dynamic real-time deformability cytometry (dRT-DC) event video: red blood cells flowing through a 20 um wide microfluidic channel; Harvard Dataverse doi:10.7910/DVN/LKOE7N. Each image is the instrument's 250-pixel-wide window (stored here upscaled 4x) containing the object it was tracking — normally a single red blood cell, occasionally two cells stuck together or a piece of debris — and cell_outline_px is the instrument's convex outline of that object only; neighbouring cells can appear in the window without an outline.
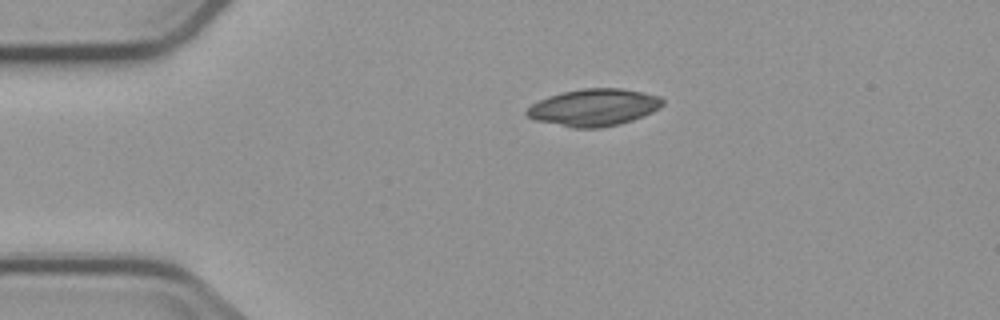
{"species": "common noctule bat (a hibernating species)", "species_latin": "Nyctalus noctula", "temperature_condition": "cold", "stored_images_in_passage": 6, "camera_frame_rate_fps": 3000, "um_per_image_px": 0.085, "animal": {"sex": "male", "body_mass_g": 23.1, "forearm_length_mm": 52.7}, "frame": {"image": 1, "passage_image": 3, "time_ms": 4.667, "image_size_px": [1000, 320], "cell_outline_px": [[664, 104], [660, 108], [644, 116], [620, 124], [600, 128], [572, 128], [536, 120], [528, 116], [524, 112], [532, 104], [548, 96], [564, 92], [584, 88], [620, 88], [660, 96], [664, 100]], "centroid_in_image_um": [50.5, 9.14], "position_along_channel_um": 34.5, "area_um2": 29.3}}
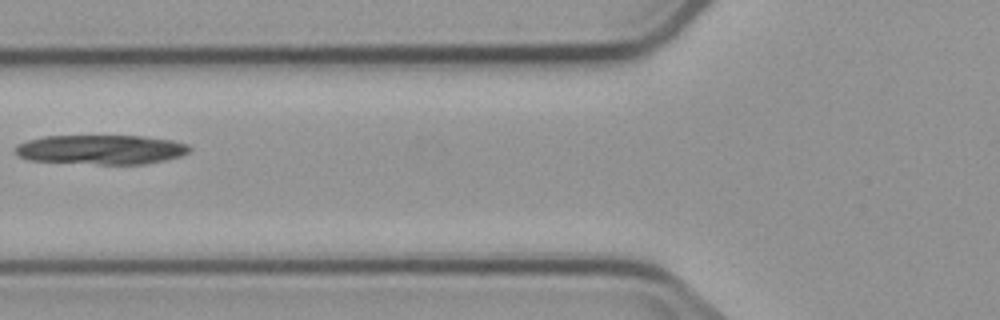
{"frame": {"image": 2, "passage_image": 5, "time_ms": 8.0, "image_size_px": [1000, 320], "cell_outline_px": [[192, 148], [188, 152], [180, 156], [164, 160], [144, 164], [100, 164], [28, 160], [20, 156], [16, 152], [16, 148], [20, 144], [28, 140], [44, 136], [140, 136], [172, 140], [188, 144]], "centroid_in_image_um": [8.63, 12.71], "position_along_channel_um": 117.2, "area_um2": 29.65}}